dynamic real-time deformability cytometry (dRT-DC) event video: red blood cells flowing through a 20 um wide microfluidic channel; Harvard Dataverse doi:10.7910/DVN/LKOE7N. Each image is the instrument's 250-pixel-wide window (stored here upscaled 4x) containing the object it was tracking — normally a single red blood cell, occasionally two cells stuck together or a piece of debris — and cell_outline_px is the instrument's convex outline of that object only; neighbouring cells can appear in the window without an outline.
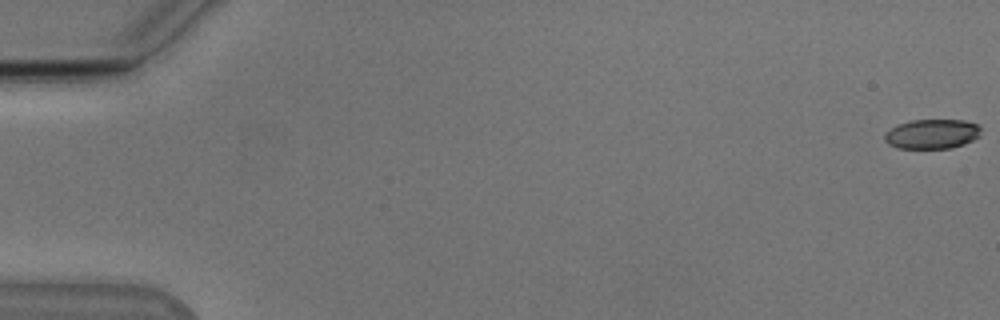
{"species": "Egyptian fruit bat (a non-hibernating species)", "species_latin": "Rousettus aegyptiacus", "temperature_condition": "cold", "stored_images_in_passage": 55, "camera_frame_rate_fps": 3000, "um_per_image_px": 0.085, "animal": {"sex": "male"}, "frame": {"image": 1, "passage_image": 1, "time_ms": 0.0, "image_size_px": [1000, 320], "cell_outline_px": [[980, 136], [964, 144], [952, 148], [896, 148], [888, 144], [884, 140], [884, 132], [900, 124], [912, 120], [964, 120], [976, 124], [980, 128]], "centroid_in_image_um": [79.21, 11.39], "position_along_channel_um": 5.8, "area_um2": 16.59}}
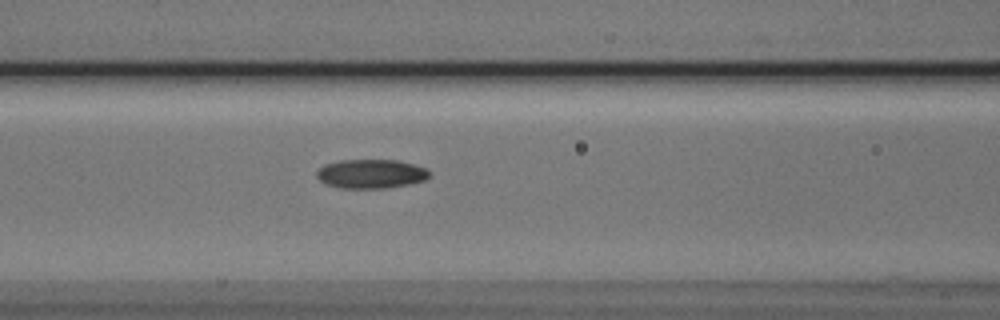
{"frame": {"image": 2, "passage_image": 24, "time_ms": 7.667, "image_size_px": [1000, 320], "cell_outline_px": [[432, 176], [424, 180], [408, 184], [388, 188], [340, 188], [324, 184], [316, 176], [316, 172], [324, 164], [340, 160], [396, 160], [428, 168]], "centroid_in_image_um": [31.54, 14.78], "position_along_channel_um": 135.1, "area_um2": 19.25}}
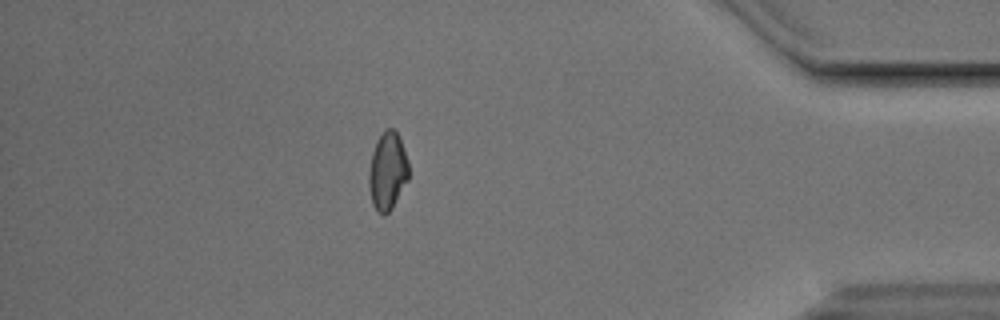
{"frame": {"image": 3, "passage_image": 48, "time_ms": 15.667, "image_size_px": [1000, 320], "cell_outline_px": [[408, 180], [392, 208], [384, 216], [372, 204], [368, 184], [368, 172], [372, 152], [384, 128], [392, 128], [400, 136], [408, 160]], "centroid_in_image_um": [32.94, 14.53], "position_along_channel_um": 402.3, "area_um2": 18.09}}